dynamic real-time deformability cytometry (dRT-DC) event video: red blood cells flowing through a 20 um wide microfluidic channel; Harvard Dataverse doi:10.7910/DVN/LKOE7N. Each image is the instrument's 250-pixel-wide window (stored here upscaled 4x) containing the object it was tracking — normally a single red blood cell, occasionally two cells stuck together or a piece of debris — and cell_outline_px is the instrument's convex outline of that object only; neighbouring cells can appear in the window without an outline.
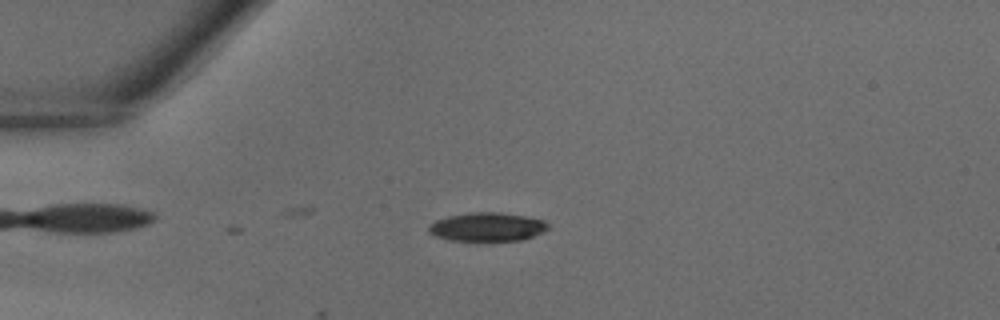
{"species": "common noctule bat (a hibernating species)", "species_latin": "Nyctalus noctula", "temperature_condition": "warm", "stored_images_in_passage": 17, "camera_frame_rate_fps": 3000, "um_per_image_px": 0.085, "animal": {"sex": "male", "body_mass_g": 18.8}, "frame": {"image": 1, "passage_image": 10, "time_ms": 3.0, "image_size_px": [1000, 320], "cell_outline_px": [[548, 228], [544, 232], [524, 240], [492, 244], [476, 244], [448, 240], [436, 236], [428, 232], [428, 228], [436, 220], [448, 216], [468, 212], [500, 212], [524, 216], [544, 220], [548, 224]], "centroid_in_image_um": [41.42, 19.36], "position_along_channel_um": 43.6, "area_um2": 21.21}}